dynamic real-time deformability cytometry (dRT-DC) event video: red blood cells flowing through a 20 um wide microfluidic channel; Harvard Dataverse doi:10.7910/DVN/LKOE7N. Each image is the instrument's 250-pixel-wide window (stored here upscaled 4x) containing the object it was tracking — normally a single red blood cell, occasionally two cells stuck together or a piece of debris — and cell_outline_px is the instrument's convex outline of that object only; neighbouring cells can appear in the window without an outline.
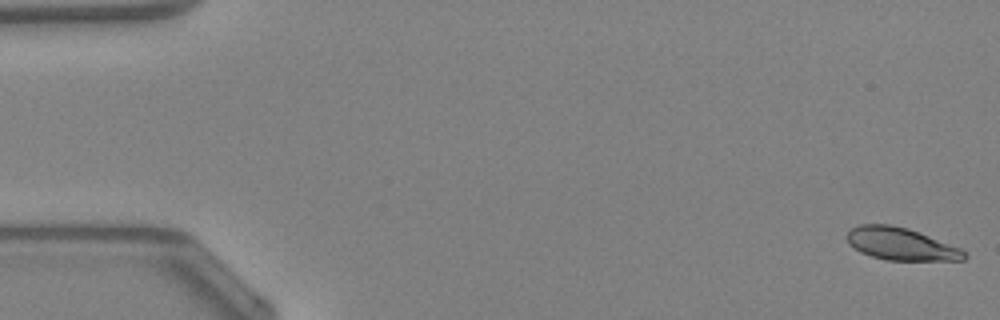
{"species": "Egyptian fruit bat (a non-hibernating species)", "species_latin": "Rousettus aegyptiacus", "temperature_condition": "warm", "stored_images_in_passage": 12, "camera_frame_rate_fps": 3000, "um_per_image_px": 0.085, "animal": {"sex": "female"}, "frame": {"image": 1, "passage_image": 1, "time_ms": 0.0, "image_size_px": [1000, 320], "cell_outline_px": [[968, 256], [964, 260], [888, 260], [872, 256], [860, 252], [848, 244], [848, 232], [852, 228], [860, 224], [888, 224], [908, 228], [960, 248]], "centroid_in_image_um": [76.56, 20.73], "position_along_channel_um": 8.4, "area_um2": 21.91}}